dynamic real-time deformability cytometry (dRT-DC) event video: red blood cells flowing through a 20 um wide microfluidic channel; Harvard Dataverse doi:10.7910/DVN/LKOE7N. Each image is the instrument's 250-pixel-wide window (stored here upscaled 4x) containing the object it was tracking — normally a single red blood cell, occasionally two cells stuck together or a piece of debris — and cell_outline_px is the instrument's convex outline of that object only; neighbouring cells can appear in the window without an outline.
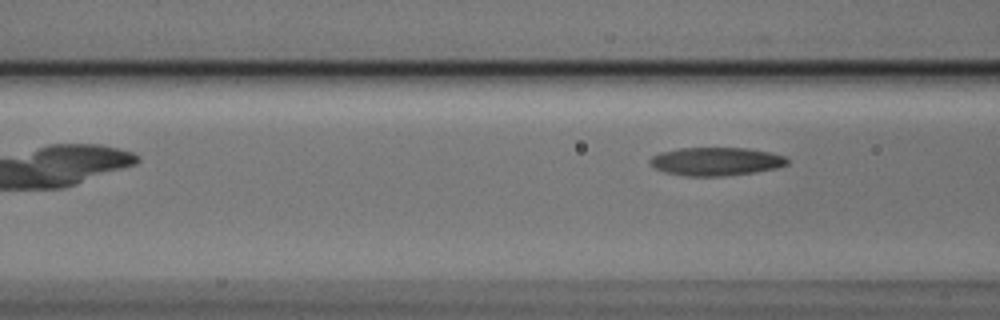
{"species": "Egyptian fruit bat (a non-hibernating species)", "species_latin": "Rousettus aegyptiacus", "temperature_condition": "cold", "stored_images_in_passage": 8, "camera_frame_rate_fps": 3000, "um_per_image_px": 0.085, "animal": {"sex": "male"}, "frame": {"image": 1, "passage_image": 8, "time_ms": 2.333, "image_size_px": [1000, 320], "cell_outline_px": [[788, 164], [776, 168], [752, 172], [720, 176], [688, 176], [664, 172], [656, 168], [648, 160], [652, 156], [660, 152], [680, 148], [748, 148], [772, 152], [784, 156], [788, 160]], "centroid_in_image_um": [60.86, 13.71], "position_along_channel_um": 105.7, "area_um2": 22.48}}